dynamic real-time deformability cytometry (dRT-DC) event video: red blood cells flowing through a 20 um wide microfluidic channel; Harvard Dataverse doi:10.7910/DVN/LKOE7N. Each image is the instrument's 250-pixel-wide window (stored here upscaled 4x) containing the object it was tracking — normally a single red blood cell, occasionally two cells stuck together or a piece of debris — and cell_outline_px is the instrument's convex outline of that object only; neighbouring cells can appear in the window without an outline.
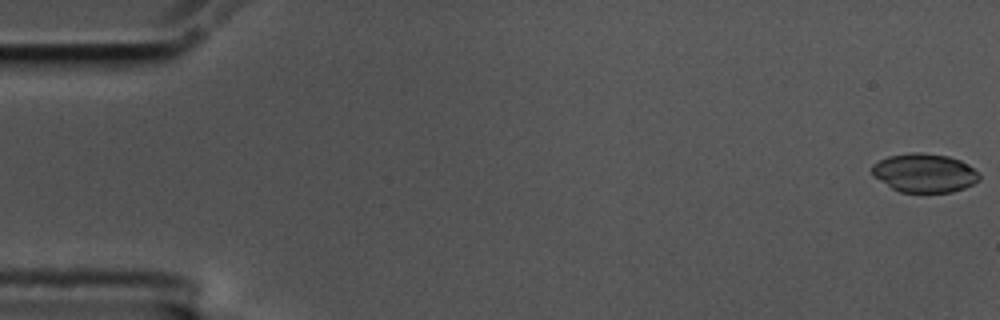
{"species": "common noctule bat (a hibernating species)", "species_latin": "Nyctalus noctula", "temperature_condition": "cold", "stored_images_in_passage": 59, "camera_frame_rate_fps": 3000, "um_per_image_px": 0.085, "animal": {"sex": "male", "body_mass_g": 17.5, "forearm_length_mm": 52.3}, "frame": {"image": 1, "passage_image": 1, "time_ms": 0.0, "image_size_px": [1000, 320], "cell_outline_px": [[980, 180], [964, 188], [952, 192], [900, 192], [892, 188], [872, 176], [872, 164], [888, 156], [912, 152], [920, 152], [948, 156], [960, 160], [968, 164], [980, 176]], "centroid_in_image_um": [78.56, 14.7], "position_along_channel_um": 6.4, "area_um2": 24.22}}
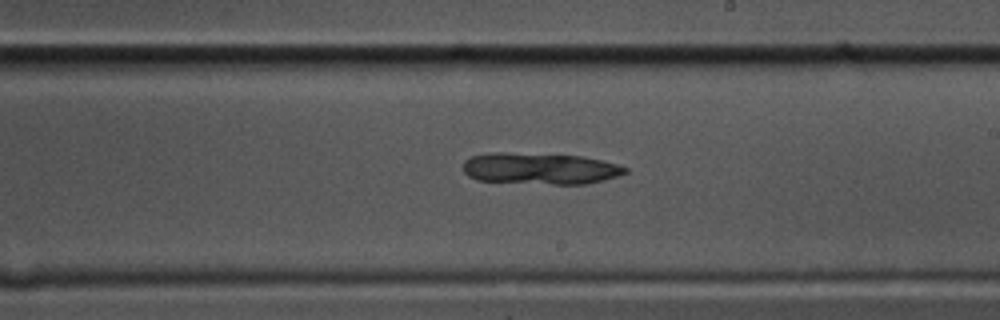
{"frame": {"image": 2, "passage_image": 34, "time_ms": 11.0, "image_size_px": [1000, 320], "cell_outline_px": [[628, 172], [604, 180], [588, 184], [552, 184], [476, 180], [468, 176], [464, 172], [464, 160], [472, 156], [488, 152], [508, 152], [584, 156], [616, 164], [628, 168]], "centroid_in_image_um": [45.89, 14.32], "position_along_channel_um": 243.1, "area_um2": 29.82}}
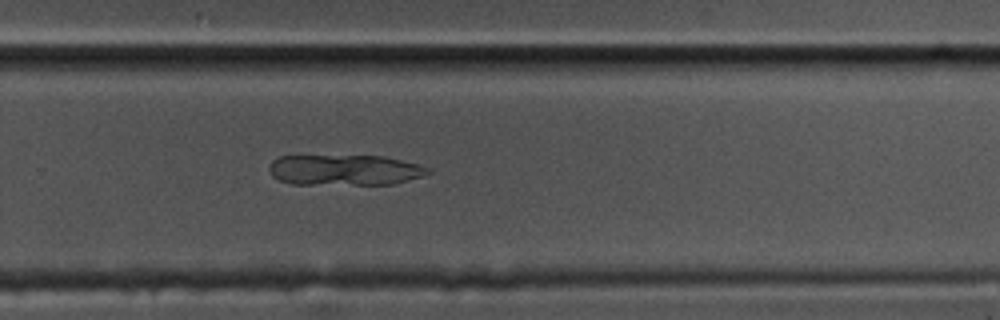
{"frame": {"image": 3, "passage_image": 39, "time_ms": 12.667, "image_size_px": [1000, 320], "cell_outline_px": [[432, 172], [408, 180], [392, 184], [292, 184], [280, 180], [272, 176], [268, 168], [268, 164], [272, 160], [280, 156], [384, 156], [416, 164], [428, 168]], "centroid_in_image_um": [29.24, 14.45], "position_along_channel_um": 300.6, "area_um2": 28.21}}